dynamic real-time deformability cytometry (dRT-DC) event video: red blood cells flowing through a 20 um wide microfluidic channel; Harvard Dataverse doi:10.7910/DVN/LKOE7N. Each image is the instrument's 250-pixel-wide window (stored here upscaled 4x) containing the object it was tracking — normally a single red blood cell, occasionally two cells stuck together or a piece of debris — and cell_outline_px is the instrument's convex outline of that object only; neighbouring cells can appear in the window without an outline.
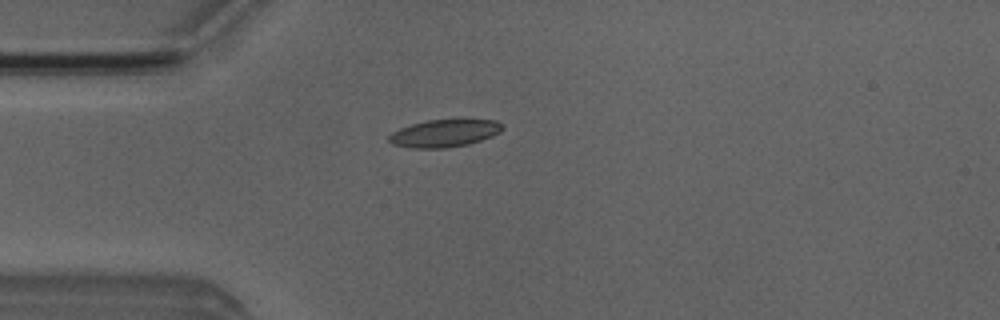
{"species": "Egyptian fruit bat (a non-hibernating species)", "species_latin": "Rousettus aegyptiacus", "temperature_condition": "room temperature", "stored_images_in_passage": 5, "camera_frame_rate_fps": 3000, "um_per_image_px": 0.085, "animal": {"sex": "male"}, "frame": {"image": 1, "passage_image": 4, "time_ms": 4.333, "image_size_px": [1000, 320], "cell_outline_px": [[504, 128], [500, 132], [492, 136], [468, 144], [444, 148], [412, 148], [392, 144], [388, 140], [388, 136], [392, 132], [400, 128], [412, 124], [428, 120], [496, 120], [504, 124]], "centroid_in_image_um": [37.78, 11.33], "position_along_channel_um": 47.2, "area_um2": 18.09}}